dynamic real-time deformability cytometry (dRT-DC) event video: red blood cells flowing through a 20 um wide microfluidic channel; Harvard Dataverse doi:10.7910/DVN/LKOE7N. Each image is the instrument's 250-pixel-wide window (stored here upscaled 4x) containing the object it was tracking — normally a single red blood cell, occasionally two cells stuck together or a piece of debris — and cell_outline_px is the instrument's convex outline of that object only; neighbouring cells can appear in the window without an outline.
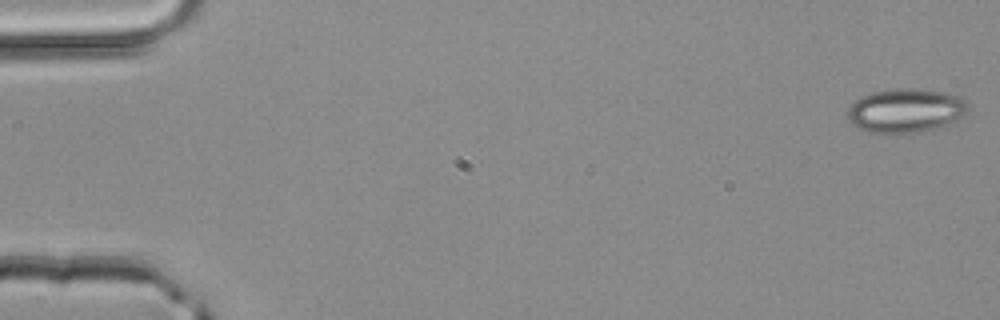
{"species": "common noctule bat (a hibernating species)", "species_latin": "Nyctalus noctula", "temperature_condition": "room temperature", "stored_images_in_passage": 4, "camera_frame_rate_fps": 3000, "um_per_image_px": 0.085, "animal": {"sex": "male", "body_mass_g": 20.4}, "frame": {"image": 1, "passage_image": 1, "time_ms": 0.0, "image_size_px": [1000, 320], "cell_outline_px": [[968, 112], [944, 124], [932, 128], [916, 132], [868, 132], [856, 128], [848, 120], [848, 108], [860, 96], [872, 92], [892, 88], [912, 88], [948, 92], [960, 96], [968, 104]], "centroid_in_image_um": [76.94, 9.36], "position_along_channel_um": 8.1, "area_um2": 30.58}}
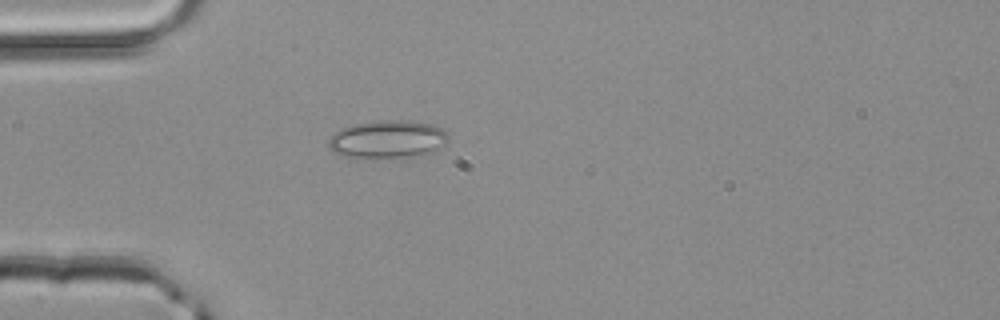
{"frame": {"image": 2, "passage_image": 4, "time_ms": 1.0, "image_size_px": [1000, 320], "cell_outline_px": [[448, 140], [444, 144], [432, 152], [424, 156], [400, 160], [340, 156], [332, 152], [328, 148], [328, 140], [340, 128], [356, 124], [380, 120], [404, 120], [432, 124], [444, 128], [448, 136]], "centroid_in_image_um": [32.97, 11.89], "position_along_channel_um": 52.0, "area_um2": 27.4}}